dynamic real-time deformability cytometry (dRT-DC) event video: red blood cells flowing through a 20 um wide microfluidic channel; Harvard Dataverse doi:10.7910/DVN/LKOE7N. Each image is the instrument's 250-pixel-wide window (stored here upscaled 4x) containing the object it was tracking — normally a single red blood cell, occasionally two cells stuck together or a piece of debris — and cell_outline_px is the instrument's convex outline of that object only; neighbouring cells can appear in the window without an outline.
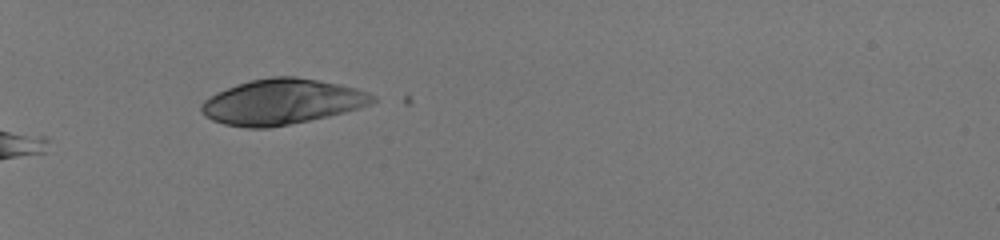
{"species": "human", "species_latin": "Homo sapiens", "temperature_condition": "room temperature", "stored_images_in_passage": 20, "camera_frame_rate_fps": 3000, "um_per_image_px": 0.085, "donor": {"sex": "male"}, "frame": {"image": 1, "passage_image": 1, "time_ms": 0.0, "image_size_px": [1000, 240], "cell_outline_px": [[376, 100], [360, 108], [328, 116], [268, 128], [244, 128], [224, 124], [212, 120], [204, 116], [200, 112], [200, 104], [204, 100], [216, 92], [252, 80], [272, 76], [292, 76], [340, 84], [356, 88], [368, 92], [376, 96]], "centroid_in_image_um": [23.93, 8.66], "position_along_channel_um": 61.1, "area_um2": 45.08}}
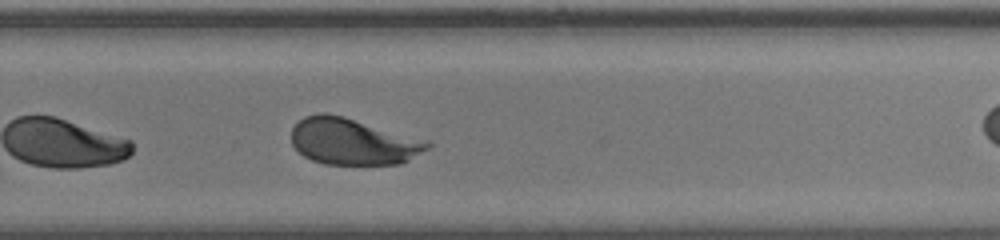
{"frame": {"image": 2, "passage_image": 17, "time_ms": 5.333, "image_size_px": [1000, 240], "cell_outline_px": [[432, 144], [428, 148], [408, 160], [400, 164], [324, 164], [312, 160], [304, 156], [292, 144], [292, 128], [304, 116], [320, 112], [328, 112], [344, 116], [428, 140]], "centroid_in_image_um": [29.99, 12.01], "position_along_channel_um": 299.8, "area_um2": 36.88}}